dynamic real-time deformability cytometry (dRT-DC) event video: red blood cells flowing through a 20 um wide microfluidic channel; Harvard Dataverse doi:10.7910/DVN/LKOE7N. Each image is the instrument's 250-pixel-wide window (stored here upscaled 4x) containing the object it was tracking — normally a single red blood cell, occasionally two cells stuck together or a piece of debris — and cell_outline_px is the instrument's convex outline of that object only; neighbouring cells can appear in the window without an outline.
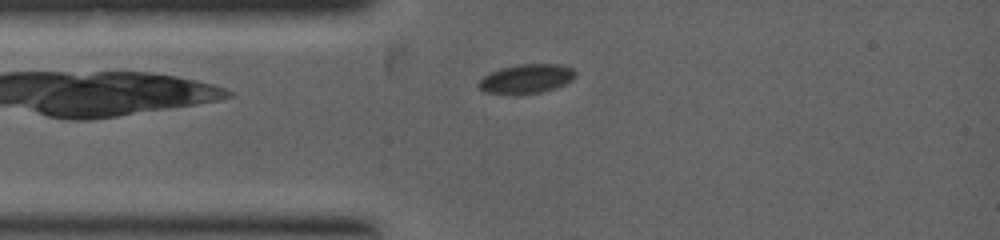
{"species": "common noctule bat (a hibernating species)", "species_latin": "Nyctalus noctula", "temperature_condition": "warm", "stored_images_in_passage": 17, "camera_frame_rate_fps": 5000, "um_per_image_px": 0.085, "animal": {"sex": "female", "body_mass_g": 19.0, "forearm_length_mm": 53.3}, "frame": {"image": 1, "passage_image": 3, "time_ms": 0.8, "image_size_px": [1000, 240], "cell_outline_px": [[576, 76], [572, 80], [556, 88], [540, 92], [484, 92], [476, 84], [488, 72], [500, 68], [516, 64], [556, 64], [572, 68], [576, 72]], "centroid_in_image_um": [44.75, 6.65], "position_along_channel_um": 40.2, "area_um2": 16.07}}
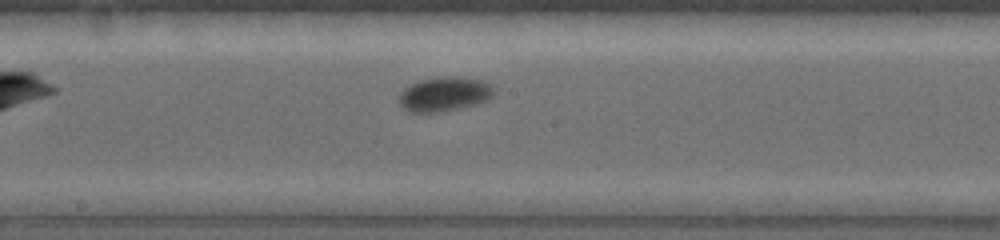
{"frame": {"image": 2, "passage_image": 9, "time_ms": 3.4, "image_size_px": [1000, 240], "cell_outline_px": [[492, 96], [488, 100], [476, 104], [460, 108], [440, 112], [408, 112], [400, 104], [396, 96], [404, 88], [420, 80], [440, 76], [464, 76], [480, 80], [488, 84], [492, 88]], "centroid_in_image_um": [37.72, 7.99], "position_along_channel_um": 210.5, "area_um2": 19.13}}
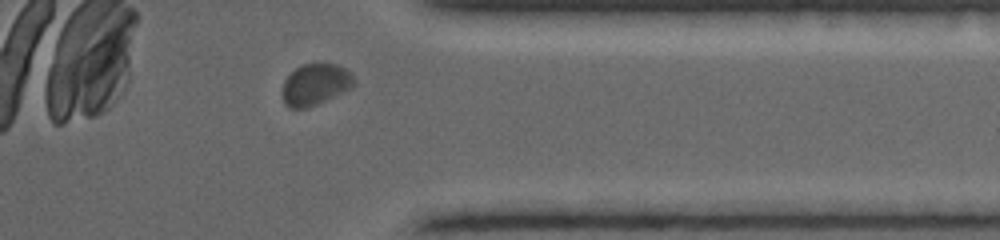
{"frame": {"image": 3, "passage_image": 15, "time_ms": 6.0, "image_size_px": [1000, 240], "cell_outline_px": [[352, 88], [316, 104], [304, 108], [288, 108], [284, 104], [284, 80], [296, 68], [304, 64], [320, 60], [336, 64], [344, 68], [352, 76]], "centroid_in_image_um": [26.79, 7.13], "position_along_channel_um": 384.6, "area_um2": 17.17}}